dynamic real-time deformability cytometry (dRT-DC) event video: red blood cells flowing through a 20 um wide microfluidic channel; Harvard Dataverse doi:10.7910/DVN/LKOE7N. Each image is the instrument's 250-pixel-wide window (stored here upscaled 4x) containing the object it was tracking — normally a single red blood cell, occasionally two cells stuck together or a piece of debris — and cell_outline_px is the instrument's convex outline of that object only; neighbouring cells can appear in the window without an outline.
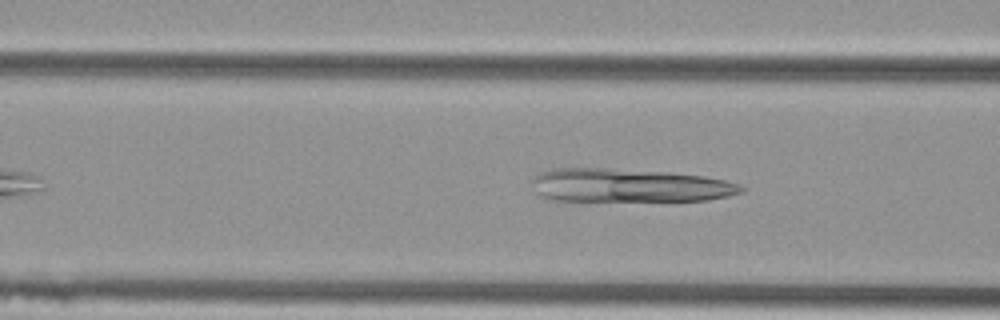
{"species": "Egyptian fruit bat (a non-hibernating species)", "species_latin": "Rousettus aegyptiacus", "temperature_condition": "cold", "stored_images_in_passage": 40, "camera_frame_rate_fps": 3000, "um_per_image_px": 0.085, "animal": {"sex": "female"}, "frame": {"image": 1, "passage_image": 7, "time_ms": 2.0, "image_size_px": [1000, 320], "cell_outline_px": [[744, 192], [728, 196], [708, 200], [552, 200], [540, 196], [536, 192], [532, 180], [532, 176], [540, 172], [552, 168], [604, 168], [668, 172], [704, 176], [724, 180], [740, 184], [744, 188]], "centroid_in_image_um": [53.46, 15.75], "position_along_channel_um": 113.1, "area_um2": 40.69}}
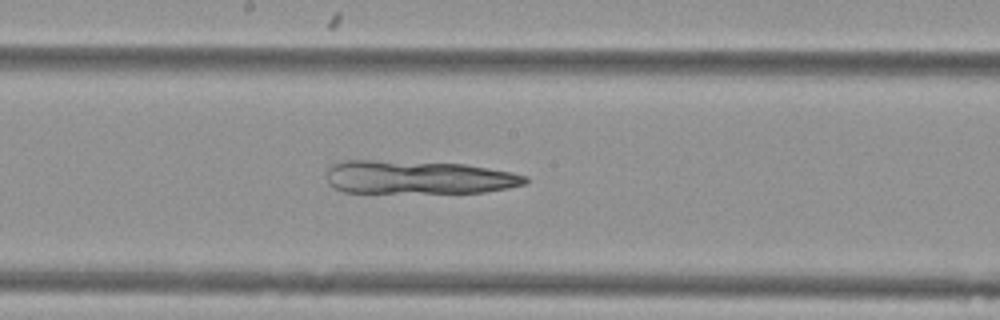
{"frame": {"image": 2, "passage_image": 15, "time_ms": 4.667, "image_size_px": [1000, 320], "cell_outline_px": [[528, 180], [524, 184], [508, 188], [484, 192], [344, 192], [328, 184], [328, 168], [332, 164], [344, 160], [372, 160], [464, 164], [512, 172], [528, 176]], "centroid_in_image_um": [35.56, 15.07], "position_along_channel_um": 212.6, "area_um2": 38.38}}
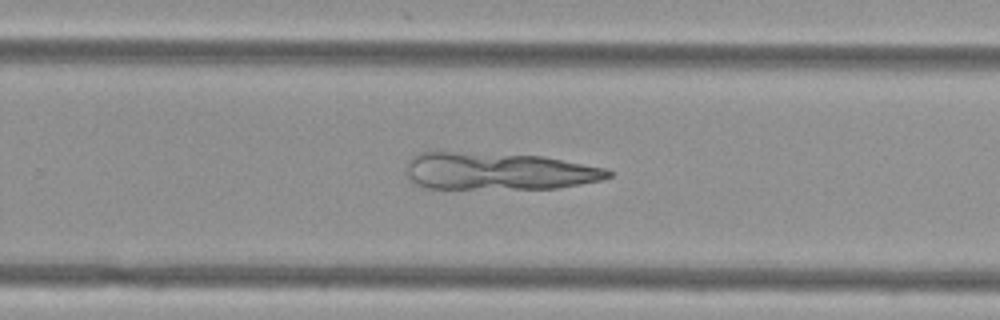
{"frame": {"image": 3, "passage_image": 21, "time_ms": 6.667, "image_size_px": [1000, 320], "cell_outline_px": [[612, 176], [604, 180], [556, 188], [424, 188], [408, 180], [404, 172], [404, 168], [412, 156], [428, 148], [432, 148], [544, 156], [604, 168], [612, 172]], "centroid_in_image_um": [42.22, 14.5], "position_along_channel_um": 287.6, "area_um2": 45.49}}